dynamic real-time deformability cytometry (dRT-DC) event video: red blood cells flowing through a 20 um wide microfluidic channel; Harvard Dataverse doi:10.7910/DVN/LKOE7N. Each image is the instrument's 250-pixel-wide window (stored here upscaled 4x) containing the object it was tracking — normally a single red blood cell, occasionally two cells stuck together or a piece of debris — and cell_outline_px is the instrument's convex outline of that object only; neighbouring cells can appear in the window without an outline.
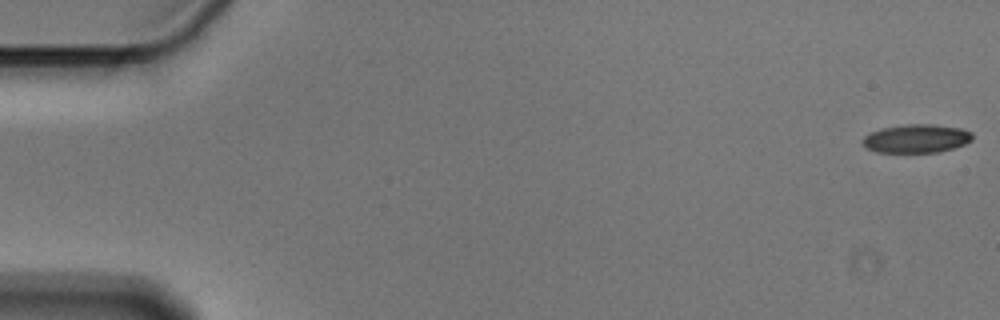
{"species": "Egyptian fruit bat (a non-hibernating species)", "species_latin": "Rousettus aegyptiacus", "temperature_condition": "cold", "stored_images_in_passage": 56, "camera_frame_rate_fps": 3000, "um_per_image_px": 0.085, "animal": {"sex": "male"}, "frame": {"image": 1, "passage_image": 1, "time_ms": 0.0, "image_size_px": [1000, 320], "cell_outline_px": [[972, 140], [964, 144], [952, 148], [936, 152], [876, 152], [860, 144], [860, 140], [864, 136], [872, 132], [884, 128], [908, 124], [932, 124], [960, 128], [972, 132]], "centroid_in_image_um": [77.87, 11.78], "position_along_channel_um": 7.1, "area_um2": 18.09}}
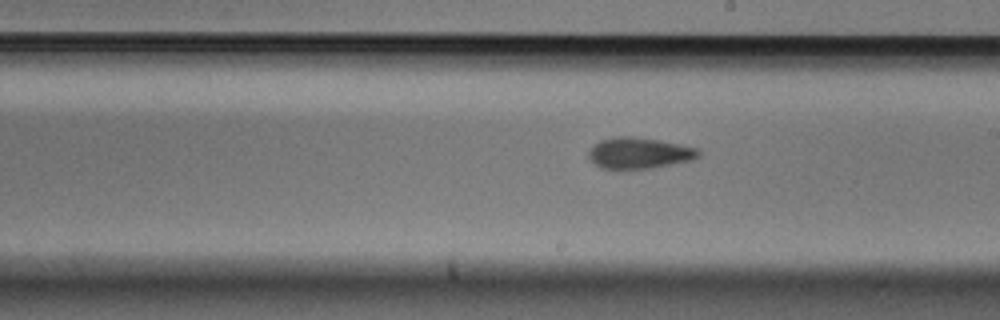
{"frame": {"image": 2, "passage_image": 32, "time_ms": 10.333, "image_size_px": [1000, 320], "cell_outline_px": [[700, 156], [692, 160], [652, 168], [600, 168], [588, 156], [588, 152], [600, 140], [616, 136], [632, 136], [680, 144], [700, 148]], "centroid_in_image_um": [54.37, 13.0], "position_along_channel_um": 234.6, "area_um2": 19.71}}
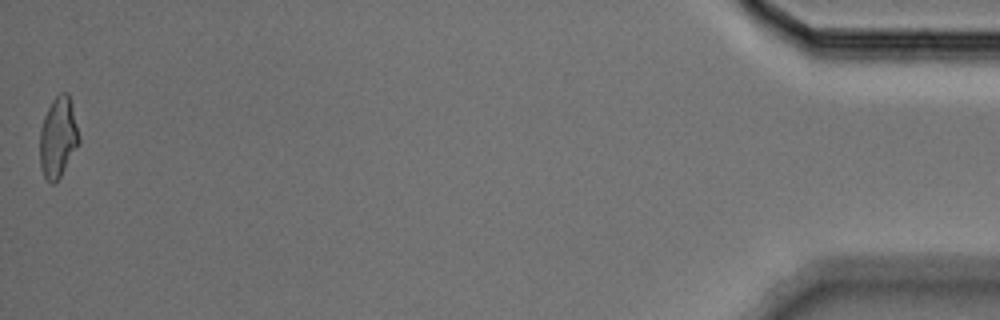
{"frame": {"image": 3, "passage_image": 56, "time_ms": 18.333, "image_size_px": [1000, 320], "cell_outline_px": [[80, 144], [60, 176], [52, 184], [44, 176], [40, 164], [40, 128], [44, 116], [52, 100], [60, 92], [68, 92], [72, 104], [80, 140]], "centroid_in_image_um": [4.94, 11.65], "position_along_channel_um": 430.3, "area_um2": 18.32}, "authors_computed_cell_mechanics": {"area_um2": 19.2474, "velocity_mm_per_s": 3.6053, "shape_relaxation_time_tau1_ms": 8.9848, "shape_relaxation_time_tau2_ms": 3.1232, "deformation_change_tau1": 0.2087, "deformation_change_tau2": 0.1055}}